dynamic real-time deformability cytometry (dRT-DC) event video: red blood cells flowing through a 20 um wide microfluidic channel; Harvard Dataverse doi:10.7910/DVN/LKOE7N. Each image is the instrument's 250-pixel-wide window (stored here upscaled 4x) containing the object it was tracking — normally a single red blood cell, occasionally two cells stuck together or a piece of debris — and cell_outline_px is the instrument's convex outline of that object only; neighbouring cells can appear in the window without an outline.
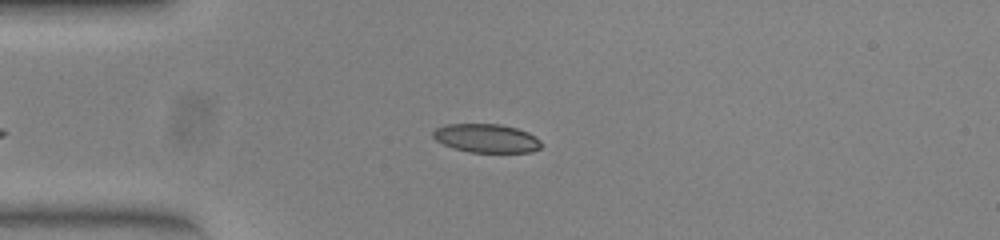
{"species": "common noctule bat (a hibernating species)", "species_latin": "Nyctalus noctula", "temperature_condition": "warm", "stored_images_in_passage": 38, "camera_frame_rate_fps": 3000, "um_per_image_px": 0.085, "animal": {"sex": "female", "body_mass_g": 23.0, "forearm_length_mm": 53.4}, "frame": {"image": 1, "passage_image": 3, "time_ms": 0.667, "image_size_px": [1000, 240], "cell_outline_px": [[540, 148], [532, 152], [472, 152], [456, 148], [444, 144], [436, 140], [432, 136], [432, 132], [436, 128], [448, 124], [500, 124], [516, 128], [528, 132], [536, 136], [540, 140]], "centroid_in_image_um": [41.36, 11.74], "position_along_channel_um": 43.6, "area_um2": 17.92}}
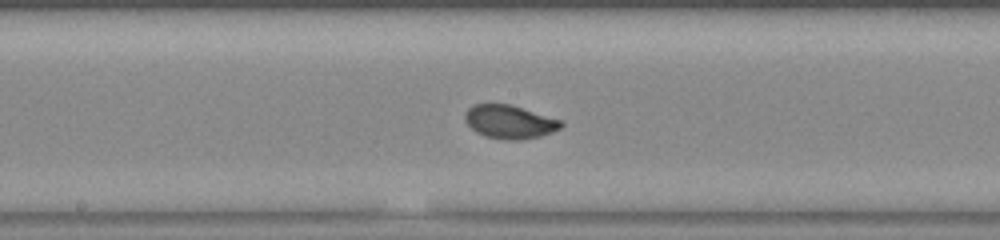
{"frame": {"image": 2, "passage_image": 17, "time_ms": 5.333, "image_size_px": [1000, 240], "cell_outline_px": [[564, 124], [560, 128], [552, 132], [540, 136], [520, 140], [504, 140], [484, 136], [476, 132], [468, 124], [464, 116], [468, 108], [476, 104], [508, 104], [560, 120]], "centroid_in_image_um": [43.3, 10.37], "position_along_channel_um": 204.9, "area_um2": 18.44}}
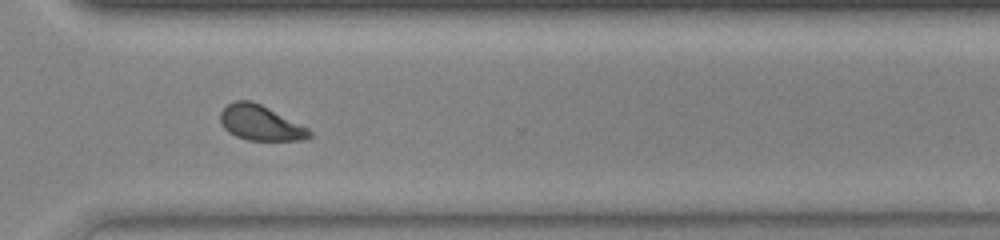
{"frame": {"image": 3, "passage_image": 28, "time_ms": 9.0, "image_size_px": [1000, 240], "cell_outline_px": [[312, 136], [308, 140], [248, 140], [236, 136], [228, 132], [220, 124], [220, 112], [228, 104], [236, 100], [252, 100], [308, 128], [312, 132]], "centroid_in_image_um": [22.13, 10.45], "position_along_channel_um": 348.5, "area_um2": 18.21}, "authors_computed_cell_mechanics": {"area_um2": 18.6983, "velocity_mm_per_s": 3.9108, "shape_relaxation_time_tau1_ms": 3.0236, "shape_relaxation_time_tau2_ms": null, "deformation_change_tau1": 0.1378, "deformation_change_tau2": null}}